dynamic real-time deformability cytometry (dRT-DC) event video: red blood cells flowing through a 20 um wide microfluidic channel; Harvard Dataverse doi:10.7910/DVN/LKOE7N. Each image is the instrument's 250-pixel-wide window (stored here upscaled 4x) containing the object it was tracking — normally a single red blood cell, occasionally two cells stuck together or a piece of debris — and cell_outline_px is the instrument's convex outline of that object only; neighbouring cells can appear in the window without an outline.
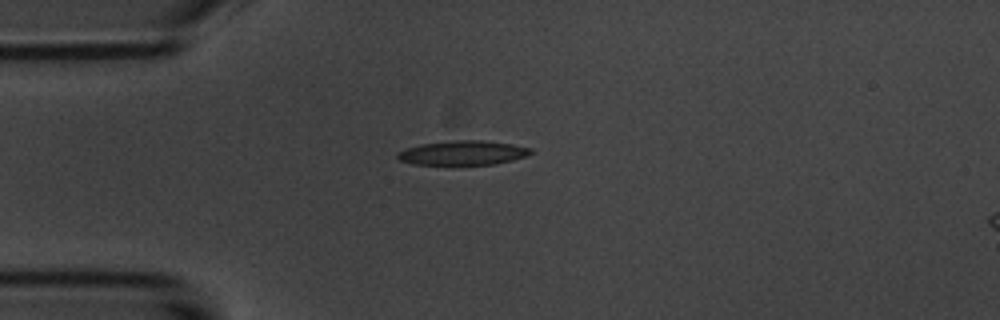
{"species": "common noctule bat (a hibernating species)", "species_latin": "Nyctalus noctula", "temperature_condition": "room temperature", "stored_images_in_passage": 1, "camera_frame_rate_fps": 3000, "um_per_image_px": 0.085, "animal": {"sex": "male", "body_mass_g": 20.1, "forearm_length_mm": 53.5}, "frame": {"image": 1, "passage_image": 1, "time_ms": 0.0, "image_size_px": [1000, 320], "cell_outline_px": [[532, 152], [528, 156], [496, 164], [412, 164], [400, 160], [396, 156], [396, 152], [420, 144], [456, 140], [480, 140], [512, 144], [532, 148]], "centroid_in_image_um": [39.36, 12.99], "position_along_channel_um": 45.6, "area_um2": 18.79}}